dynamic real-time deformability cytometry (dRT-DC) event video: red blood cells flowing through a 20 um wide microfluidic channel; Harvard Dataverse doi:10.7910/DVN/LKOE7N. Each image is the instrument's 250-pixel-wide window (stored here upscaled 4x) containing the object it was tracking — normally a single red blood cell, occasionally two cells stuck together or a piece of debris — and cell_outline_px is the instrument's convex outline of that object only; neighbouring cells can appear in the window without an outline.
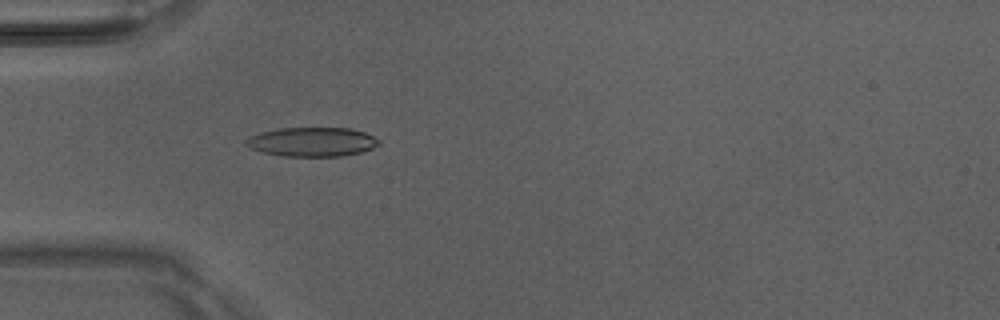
{"species": "Egyptian fruit bat (a non-hibernating species)", "species_latin": "Rousettus aegyptiacus", "temperature_condition": "room temperature", "stored_images_in_passage": 51, "camera_frame_rate_fps": 3000, "um_per_image_px": 0.085, "animal": {"sex": "male"}, "frame": {"image": 1, "passage_image": 16, "time_ms": 5.0, "image_size_px": [1000, 320], "cell_outline_px": [[380, 144], [372, 148], [360, 152], [340, 156], [284, 156], [264, 152], [252, 148], [244, 144], [244, 140], [260, 132], [280, 128], [352, 128], [364, 132], [380, 140]], "centroid_in_image_um": [26.54, 12.05], "position_along_channel_um": 58.5, "area_um2": 22.43}}
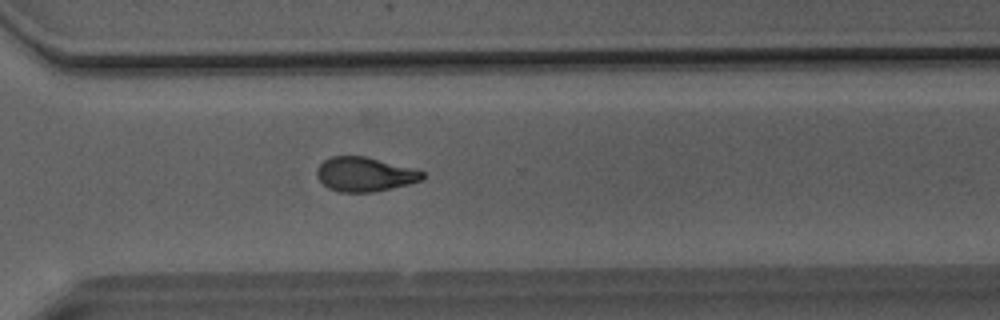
{"frame": {"image": 2, "passage_image": 37, "time_ms": 12.0, "image_size_px": [1000, 320], "cell_outline_px": [[424, 180], [392, 188], [372, 192], [340, 192], [328, 188], [316, 176], [316, 168], [324, 160], [332, 156], [364, 156], [416, 168], [424, 172]], "centroid_in_image_um": [31.02, 14.81], "position_along_channel_um": 339.6, "area_um2": 21.27}}
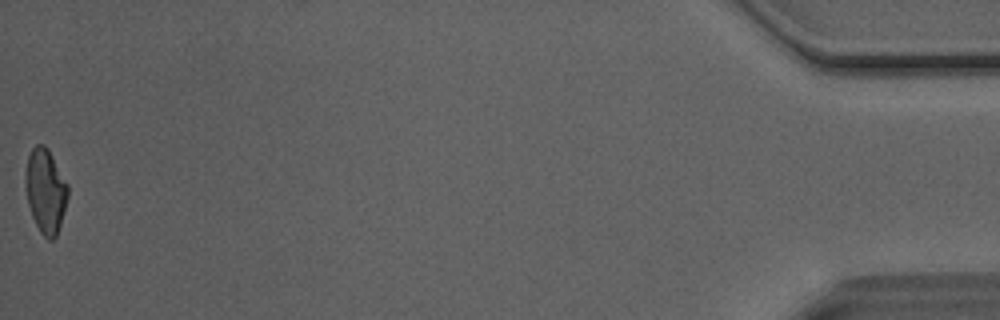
{"frame": {"image": 3, "passage_image": 51, "time_ms": 16.667, "image_size_px": [1000, 320], "cell_outline_px": [[68, 196], [60, 224], [56, 236], [52, 240], [48, 240], [40, 232], [32, 216], [28, 204], [24, 180], [24, 176], [28, 156], [32, 148], [36, 144], [44, 144], [48, 148], [68, 184]], "centroid_in_image_um": [3.86, 16.2], "position_along_channel_um": 431.3, "area_um2": 20.87}, "authors_computed_cell_mechanics": {"area_um2": 21.675, "velocity_mm_per_s": 4.0901, "shape_relaxation_time_tau1_ms": 11.1137, "shape_relaxation_time_tau2_ms": 2.3688, "deformation_change_tau1": 0.2524, "deformation_change_tau2": 0.0964}}